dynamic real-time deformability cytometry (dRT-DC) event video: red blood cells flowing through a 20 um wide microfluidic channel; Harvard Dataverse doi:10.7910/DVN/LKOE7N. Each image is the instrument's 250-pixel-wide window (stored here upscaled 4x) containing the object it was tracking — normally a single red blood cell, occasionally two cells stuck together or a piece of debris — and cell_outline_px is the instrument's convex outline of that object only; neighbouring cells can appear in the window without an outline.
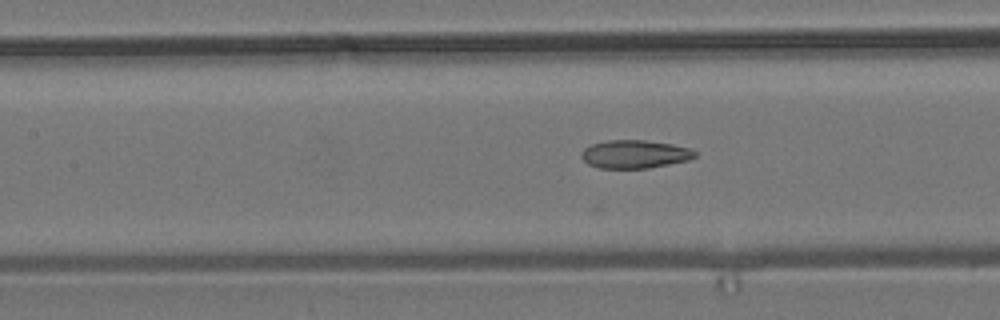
{"species": "common noctule bat (a hibernating species)", "species_latin": "Nyctalus noctula", "temperature_condition": "room temperature", "stored_images_in_passage": 11, "camera_frame_rate_fps": 3000, "um_per_image_px": 0.085, "animal": {"sex": "male", "body_mass_g": 19.2, "forearm_length_mm": 51.8}, "frame": {"image": 1, "passage_image": 6, "time_ms": 1.667, "image_size_px": [1000, 320], "cell_outline_px": [[696, 156], [688, 160], [648, 168], [600, 168], [588, 164], [580, 156], [580, 152], [584, 148], [592, 144], [608, 140], [644, 140], [672, 144], [688, 148], [696, 152]], "centroid_in_image_um": [53.92, 13.1], "position_along_channel_um": 153.5, "area_um2": 18.55}}
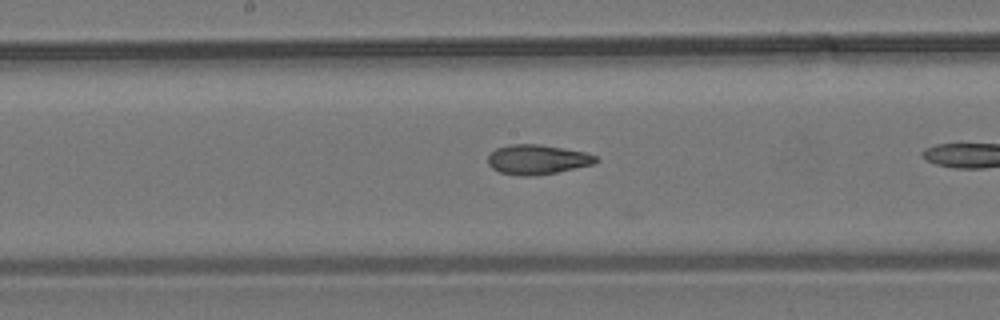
{"frame": {"image": 2, "passage_image": 10, "time_ms": 3.0, "image_size_px": [1000, 320], "cell_outline_px": [[600, 160], [592, 164], [556, 172], [536, 176], [520, 176], [500, 172], [492, 168], [488, 164], [488, 156], [496, 148], [508, 144], [540, 144], [584, 152], [596, 156]], "centroid_in_image_um": [45.64, 13.56], "position_along_channel_um": 202.6, "area_um2": 18.61}}